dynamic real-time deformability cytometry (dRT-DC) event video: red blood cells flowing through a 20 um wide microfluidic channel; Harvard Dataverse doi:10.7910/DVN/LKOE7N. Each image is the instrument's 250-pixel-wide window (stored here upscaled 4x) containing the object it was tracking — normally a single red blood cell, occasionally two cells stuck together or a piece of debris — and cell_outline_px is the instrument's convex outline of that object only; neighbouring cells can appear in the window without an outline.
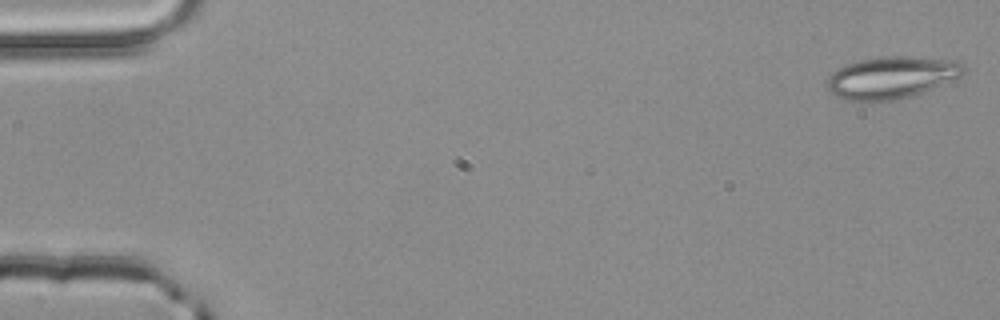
{"species": "common noctule bat (a hibernating species)", "species_latin": "Nyctalus noctula", "temperature_condition": "room temperature", "stored_images_in_passage": 15, "camera_frame_rate_fps": 3000, "um_per_image_px": 0.085, "animal": {"sex": "male", "body_mass_g": 20.4}, "frame": {"image": 1, "passage_image": 1, "time_ms": 0.0, "image_size_px": [1000, 320], "cell_outline_px": [[964, 72], [960, 76], [920, 92], [908, 96], [892, 100], [848, 100], [836, 96], [828, 88], [828, 76], [832, 72], [848, 64], [860, 60], [884, 56], [904, 56], [956, 60], [964, 64]], "centroid_in_image_um": [75.77, 6.56], "position_along_channel_um": 9.2, "area_um2": 32.6}}